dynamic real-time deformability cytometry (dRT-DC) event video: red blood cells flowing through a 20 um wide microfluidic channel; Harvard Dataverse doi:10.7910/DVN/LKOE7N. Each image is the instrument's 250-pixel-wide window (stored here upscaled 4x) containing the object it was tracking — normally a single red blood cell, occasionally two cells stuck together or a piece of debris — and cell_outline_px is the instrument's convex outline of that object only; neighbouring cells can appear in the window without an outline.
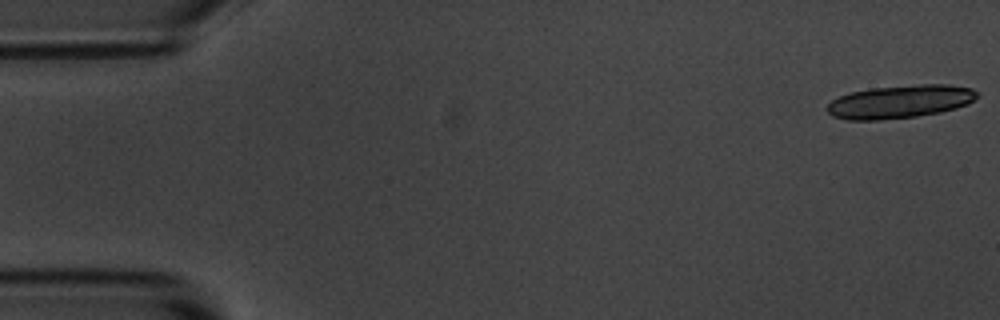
{"species": "common noctule bat (a hibernating species)", "species_latin": "Nyctalus noctula", "temperature_condition": "room temperature", "stored_images_in_passage": 18, "camera_frame_rate_fps": 3000, "um_per_image_px": 0.085, "animal": {"sex": "male", "body_mass_g": 20.1, "forearm_length_mm": 53.5}, "frame": {"image": 1, "passage_image": 1, "time_ms": 0.0, "image_size_px": [1000, 320], "cell_outline_px": [[976, 96], [968, 104], [956, 108], [940, 112], [916, 116], [880, 120], [848, 120], [832, 116], [828, 112], [828, 104], [832, 100], [848, 92], [872, 88], [920, 84], [948, 84], [972, 88], [976, 92]], "centroid_in_image_um": [76.48, 8.64], "position_along_channel_um": 8.5, "area_um2": 28.84}}